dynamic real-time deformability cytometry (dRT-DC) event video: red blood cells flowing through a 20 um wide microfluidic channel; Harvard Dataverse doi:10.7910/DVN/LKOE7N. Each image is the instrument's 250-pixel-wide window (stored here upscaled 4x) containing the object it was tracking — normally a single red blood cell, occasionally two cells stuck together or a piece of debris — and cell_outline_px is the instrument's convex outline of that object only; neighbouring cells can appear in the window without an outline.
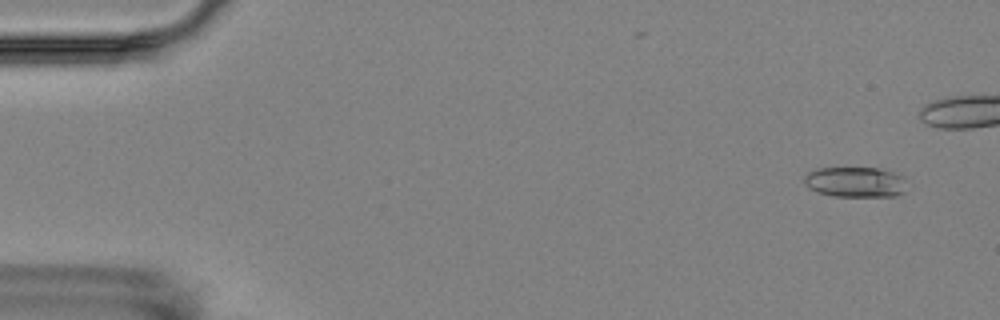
{"species": "Egyptian fruit bat (a non-hibernating species)", "species_latin": "Rousettus aegyptiacus", "temperature_condition": "room temperature", "stored_images_in_passage": 7, "segment_of_instrument_passage": [1, 2], "camera_frame_rate_fps": 3000, "um_per_image_px": 0.085, "animal": {"sex": "female"}, "frame": {"image": 1, "passage_image": 2, "time_ms": 1.0, "image_size_px": [1000, 320], "cell_outline_px": [[904, 176], [900, 192], [896, 196], [832, 196], [816, 192], [808, 188], [804, 184], [804, 176], [808, 172], [816, 168], [876, 168], [892, 172]], "centroid_in_image_um": [72.59, 15.47], "position_along_channel_um": 12.4, "area_um2": 17.92}}
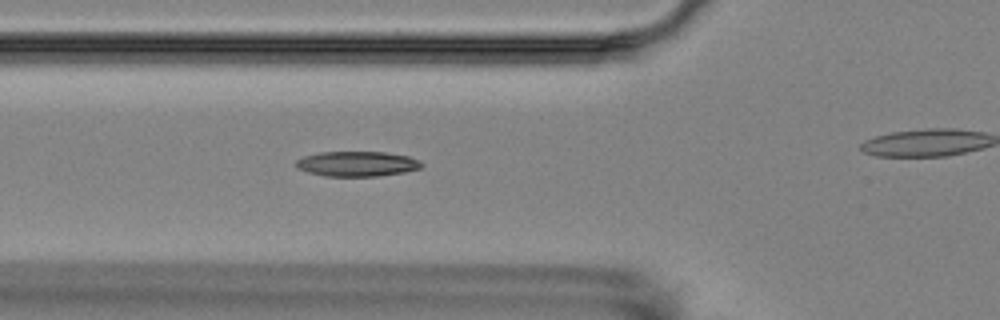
{"frame": {"image": 2, "passage_image": 6, "time_ms": 6.667, "image_size_px": [1000, 320], "cell_outline_px": [[424, 164], [420, 168], [404, 172], [380, 176], [324, 176], [308, 172], [296, 168], [296, 160], [304, 156], [320, 152], [384, 152], [408, 156], [420, 160]], "centroid_in_image_um": [30.35, 13.93], "position_along_channel_um": 95.4, "area_um2": 18.38}}